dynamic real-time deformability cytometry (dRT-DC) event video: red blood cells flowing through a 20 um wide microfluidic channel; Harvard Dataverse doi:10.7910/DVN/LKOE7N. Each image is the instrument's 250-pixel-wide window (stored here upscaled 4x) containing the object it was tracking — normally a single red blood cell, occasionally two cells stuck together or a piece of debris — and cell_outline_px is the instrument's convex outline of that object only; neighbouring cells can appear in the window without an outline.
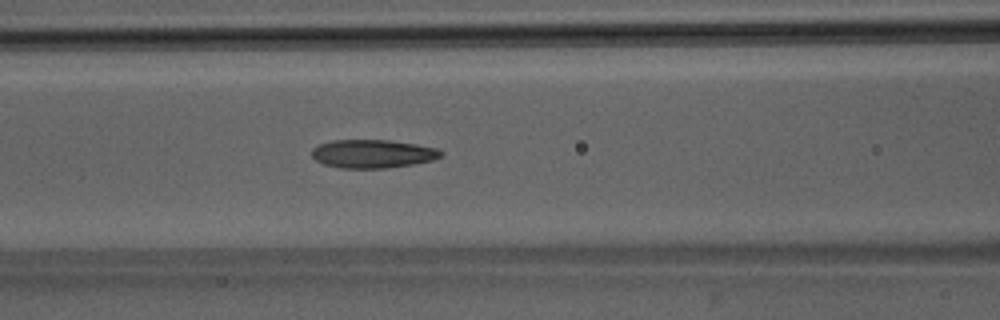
{"species": "Egyptian fruit bat (a non-hibernating species)", "species_latin": "Rousettus aegyptiacus", "temperature_condition": "room temperature", "stored_images_in_passage": 51, "camera_frame_rate_fps": 3000, "um_per_image_px": 0.085, "animal": {"sex": "male"}, "frame": {"image": 1, "passage_image": 22, "time_ms": 7.0, "image_size_px": [1000, 320], "cell_outline_px": [[444, 152], [440, 156], [432, 160], [412, 164], [388, 168], [340, 168], [324, 164], [316, 160], [312, 156], [312, 148], [320, 144], [332, 140], [388, 140], [416, 144], [436, 148]], "centroid_in_image_um": [31.66, 13.07], "position_along_channel_um": 134.9, "area_um2": 21.27}}
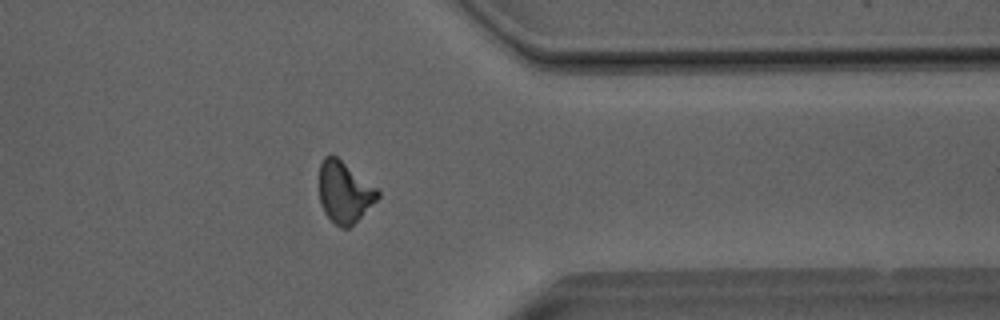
{"frame": {"image": 2, "passage_image": 41, "time_ms": 13.333, "image_size_px": [1000, 320], "cell_outline_px": [[380, 196], [348, 228], [340, 228], [324, 212], [320, 204], [320, 164], [324, 156], [332, 152], [376, 188], [380, 192]], "centroid_in_image_um": [29.24, 16.29], "position_along_channel_um": 382.2, "area_um2": 20.58}}
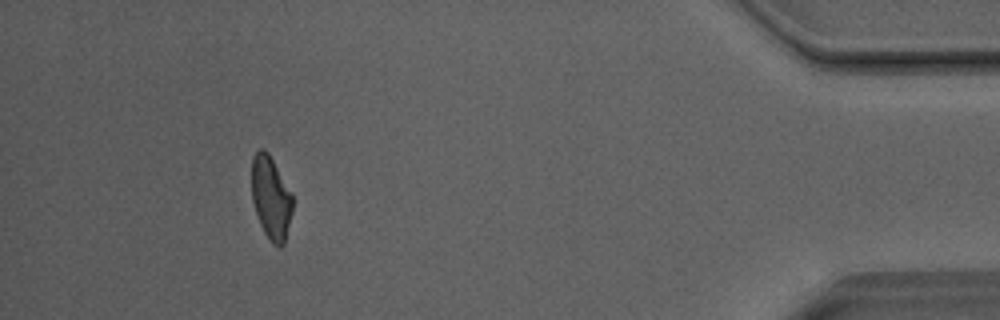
{"frame": {"image": 3, "passage_image": 47, "time_ms": 15.333, "image_size_px": [1000, 320], "cell_outline_px": [[292, 212], [284, 244], [280, 248], [272, 244], [264, 232], [260, 224], [252, 200], [252, 156], [260, 148], [264, 148], [268, 152], [292, 192]], "centroid_in_image_um": [23.03, 16.81], "position_along_channel_um": 412.2, "area_um2": 19.88}, "authors_computed_cell_mechanics": {"area_um2": 21.386, "velocity_mm_per_s": 4.0488, "shape_relaxation_time_tau1_ms": null, "shape_relaxation_time_tau2_ms": 1.5894, "deformation_change_tau1": null, "deformation_change_tau2": 0.0794}}